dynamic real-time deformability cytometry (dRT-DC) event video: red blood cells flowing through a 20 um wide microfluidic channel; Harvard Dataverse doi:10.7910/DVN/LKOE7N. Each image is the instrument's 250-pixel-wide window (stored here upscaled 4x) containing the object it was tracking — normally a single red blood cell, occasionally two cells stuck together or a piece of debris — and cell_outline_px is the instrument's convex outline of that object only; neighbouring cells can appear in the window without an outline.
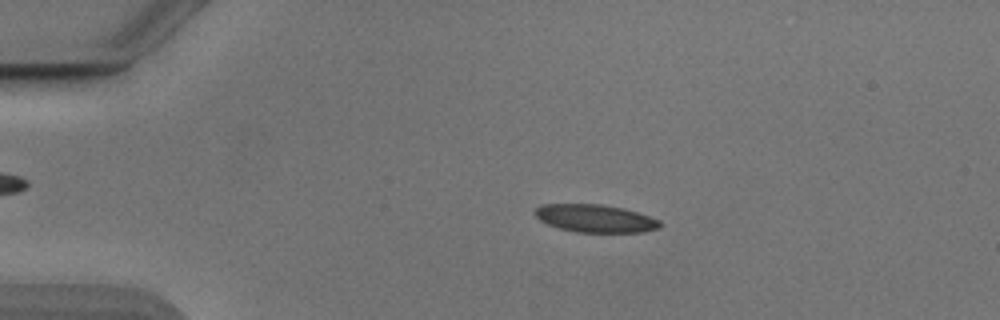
{"species": "Egyptian fruit bat (a non-hibernating species)", "species_latin": "Rousettus aegyptiacus", "temperature_condition": "cold", "stored_images_in_passage": 49, "camera_frame_rate_fps": 3000, "um_per_image_px": 0.085, "animal": {"sex": "male"}, "frame": {"image": 1, "passage_image": 7, "time_ms": 2.0, "image_size_px": [1000, 320], "cell_outline_px": [[660, 224], [656, 228], [640, 232], [576, 232], [560, 228], [548, 224], [540, 220], [532, 212], [540, 204], [600, 204], [624, 208], [660, 220]], "centroid_in_image_um": [50.53, 18.55], "position_along_channel_um": 34.5, "area_um2": 20.06}}
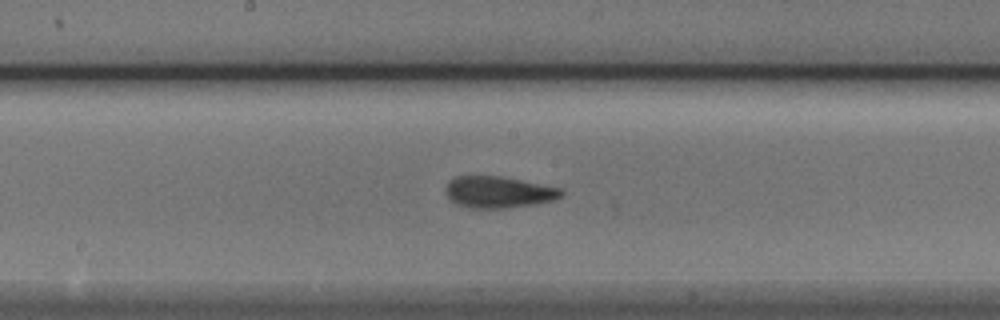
{"frame": {"image": 2, "passage_image": 24, "time_ms": 7.667, "image_size_px": [1000, 320], "cell_outline_px": [[564, 196], [552, 200], [536, 204], [504, 208], [468, 208], [456, 204], [448, 196], [444, 188], [456, 176], [500, 176], [560, 188], [564, 192]], "centroid_in_image_um": [42.38, 16.34], "position_along_channel_um": 205.8, "area_um2": 21.1}}
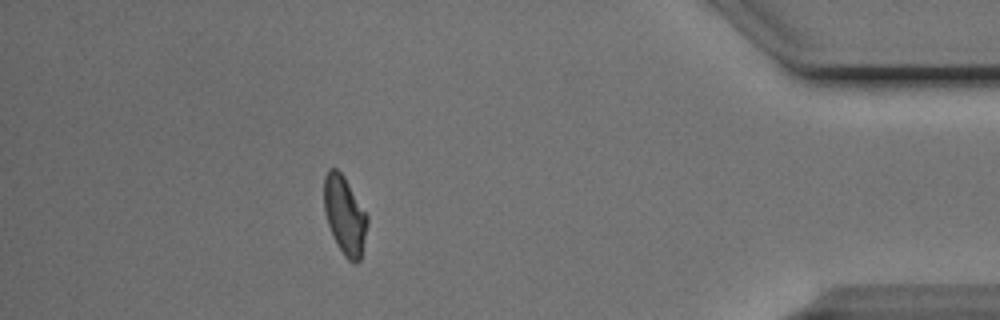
{"frame": {"image": 3, "passage_image": 43, "time_ms": 14.0, "image_size_px": [1000, 320], "cell_outline_px": [[368, 220], [360, 260], [352, 264], [344, 256], [336, 244], [328, 224], [324, 208], [324, 176], [328, 168], [336, 168], [344, 176], [368, 216]], "centroid_in_image_um": [29.29, 18.3], "position_along_channel_um": 405.9, "area_um2": 19.65}, "authors_computed_cell_mechanics": {"area_um2": 20.4612, "velocity_mm_per_s": 3.8759, "shape_relaxation_time_tau1_ms": 6.3834, "shape_relaxation_time_tau2_ms": 1.5333, "deformation_change_tau1": 0.146, "deformation_change_tau2": 0.0794}}